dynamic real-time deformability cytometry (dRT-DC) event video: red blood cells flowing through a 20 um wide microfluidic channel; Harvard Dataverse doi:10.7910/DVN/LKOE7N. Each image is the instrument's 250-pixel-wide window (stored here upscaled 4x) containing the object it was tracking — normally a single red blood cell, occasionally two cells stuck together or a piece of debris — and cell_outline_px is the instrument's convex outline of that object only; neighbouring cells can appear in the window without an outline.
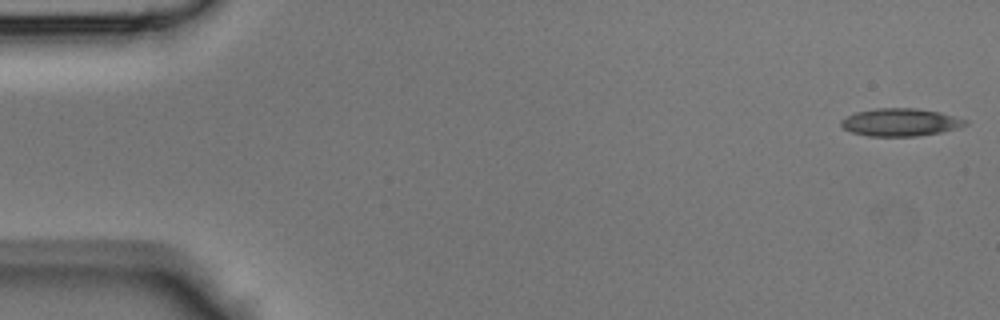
{"species": "Egyptian fruit bat (a non-hibernating species)", "species_latin": "Rousettus aegyptiacus", "temperature_condition": "room temperature", "stored_images_in_passage": 43, "camera_frame_rate_fps": 3000, "um_per_image_px": 0.085, "animal": {"sex": "male"}, "frame": {"image": 1, "passage_image": 1, "time_ms": 0.0, "image_size_px": [1000, 320], "cell_outline_px": [[968, 124], [956, 128], [940, 132], [916, 136], [868, 136], [852, 132], [844, 128], [840, 124], [840, 120], [856, 112], [876, 108], [916, 108], [940, 112], [956, 116], [968, 120]], "centroid_in_image_um": [76.54, 10.38], "position_along_channel_um": 8.5, "area_um2": 20.0}}
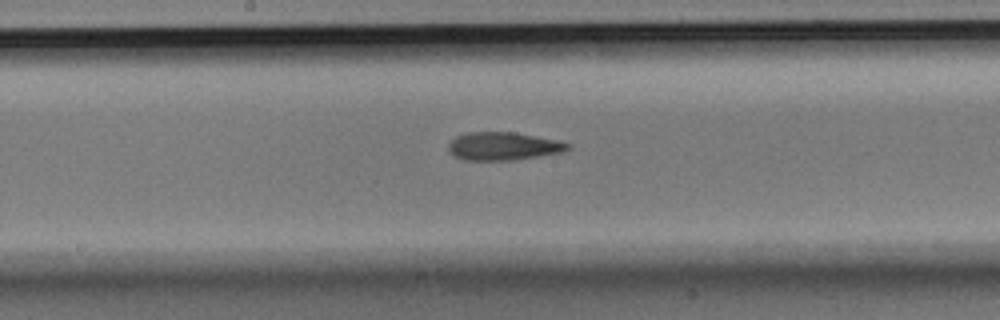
{"frame": {"image": 2, "passage_image": 22, "time_ms": 7.0, "image_size_px": [1000, 320], "cell_outline_px": [[572, 148], [564, 152], [512, 160], [464, 160], [452, 156], [448, 148], [448, 144], [456, 136], [468, 132], [512, 132], [556, 140], [572, 144]], "centroid_in_image_um": [42.77, 12.43], "position_along_channel_um": 205.4, "area_um2": 19.54}}
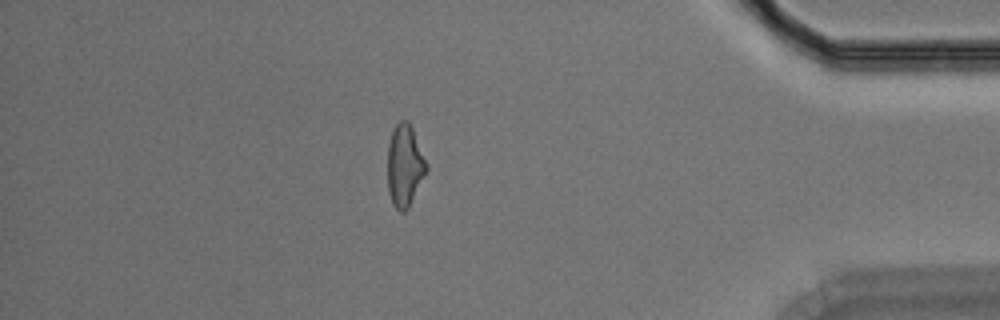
{"frame": {"image": 3, "passage_image": 37, "time_ms": 12.0, "image_size_px": [1000, 320], "cell_outline_px": [[428, 168], [408, 208], [404, 212], [400, 212], [392, 204], [388, 192], [388, 144], [392, 132], [396, 124], [400, 120], [408, 120], [412, 128], [428, 164]], "centroid_in_image_um": [34.39, 14.08], "position_along_channel_um": 400.8, "area_um2": 18.5}}